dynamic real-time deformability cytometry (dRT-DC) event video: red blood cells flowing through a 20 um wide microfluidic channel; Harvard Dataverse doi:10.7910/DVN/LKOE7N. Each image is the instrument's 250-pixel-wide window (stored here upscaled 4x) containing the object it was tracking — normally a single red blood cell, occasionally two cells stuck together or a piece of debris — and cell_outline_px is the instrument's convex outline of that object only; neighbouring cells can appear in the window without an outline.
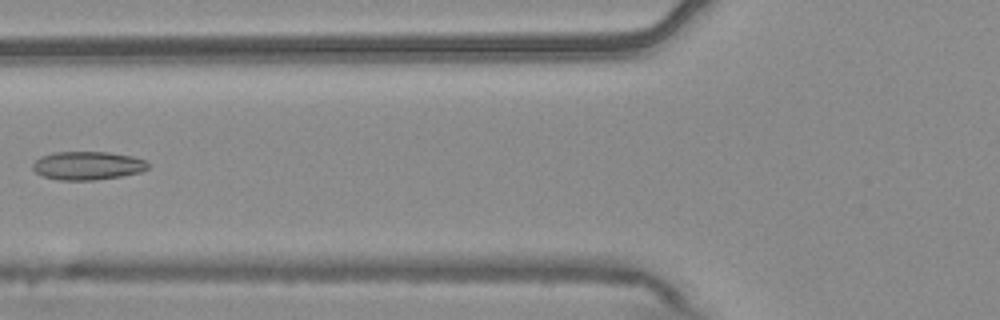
{"species": "common noctule bat (a hibernating species)", "species_latin": "Nyctalus noctula", "temperature_condition": "warm", "stored_images_in_passage": 7, "camera_frame_rate_fps": 3000, "um_per_image_px": 0.085, "animal": {"sex": "male", "body_mass_g": 20.4}, "frame": {"image": 1, "passage_image": 7, "time_ms": 2.0, "image_size_px": [1000, 320], "cell_outline_px": [[148, 168], [140, 172], [120, 176], [96, 180], [60, 180], [44, 176], [36, 172], [32, 168], [32, 164], [40, 156], [56, 152], [108, 152], [132, 156], [144, 160], [148, 164]], "centroid_in_image_um": [7.43, 14.07], "position_along_channel_um": 118.4, "area_um2": 18.96}}